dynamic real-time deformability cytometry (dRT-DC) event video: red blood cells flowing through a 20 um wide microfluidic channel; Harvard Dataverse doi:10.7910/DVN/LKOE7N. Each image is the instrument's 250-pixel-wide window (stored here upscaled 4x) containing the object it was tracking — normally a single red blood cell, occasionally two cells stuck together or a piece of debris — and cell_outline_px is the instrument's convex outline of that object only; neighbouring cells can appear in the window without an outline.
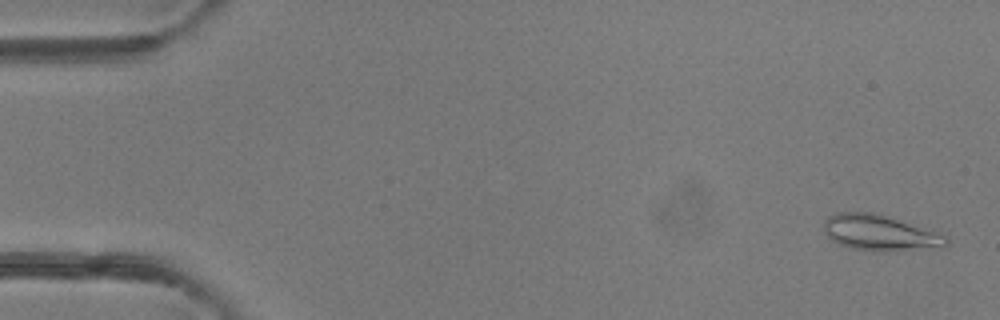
{"species": "common noctule bat (a hibernating species)", "species_latin": "Nyctalus noctula", "temperature_condition": "room temperature", "stored_images_in_passage": 49, "camera_frame_rate_fps": 3000, "um_per_image_px": 0.085, "animal": {"sex": "female"}, "frame": {"image": 1, "passage_image": 2, "time_ms": 0.333, "image_size_px": [1000, 320], "cell_outline_px": [[948, 244], [944, 248], [896, 252], [872, 252], [852, 248], [840, 244], [832, 240], [828, 236], [824, 228], [824, 220], [828, 216], [836, 212], [872, 212], [888, 216], [944, 236], [948, 240]], "centroid_in_image_um": [74.78, 19.83], "position_along_channel_um": 10.2, "area_um2": 25.66}}
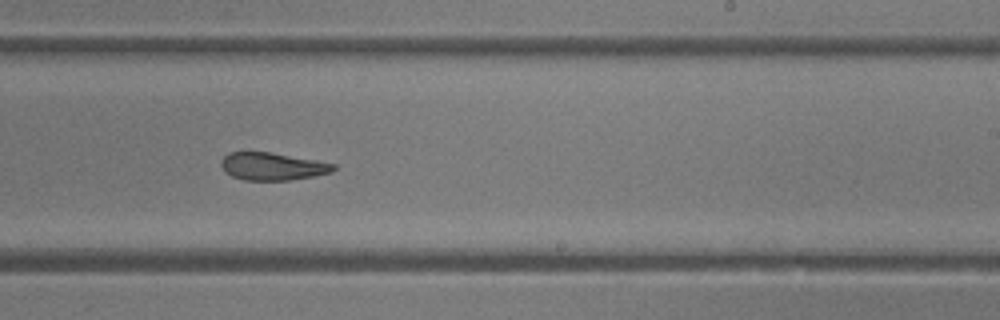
{"frame": {"image": 2, "passage_image": 30, "time_ms": 9.667, "image_size_px": [1000, 320], "cell_outline_px": [[336, 168], [332, 172], [292, 180], [244, 180], [232, 176], [220, 164], [220, 160], [228, 152], [268, 152], [336, 164]], "centroid_in_image_um": [23.15, 14.14], "position_along_channel_um": 265.9, "area_um2": 17.8}}
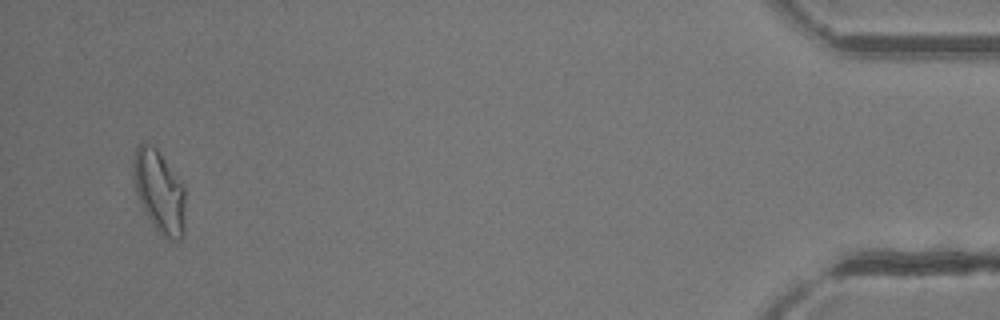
{"frame": {"image": 3, "passage_image": 47, "time_ms": 15.333, "image_size_px": [1000, 320], "cell_outline_px": [[184, 236], [180, 240], [172, 240], [164, 236], [156, 228], [148, 216], [136, 192], [132, 176], [132, 164], [136, 144], [152, 144], [156, 148], [184, 188]], "centroid_in_image_um": [13.52, 16.26], "position_along_channel_um": 421.7, "area_um2": 24.45}, "authors_computed_cell_mechanics": {"area_um2": 20.4612, "velocity_mm_per_s": 4.2176, "shape_relaxation_time_tau1_ms": 9.0677, "shape_relaxation_time_tau2_ms": 2.0419, "deformation_change_tau1": 0.2603, "deformation_change_tau2": 0.0982}}